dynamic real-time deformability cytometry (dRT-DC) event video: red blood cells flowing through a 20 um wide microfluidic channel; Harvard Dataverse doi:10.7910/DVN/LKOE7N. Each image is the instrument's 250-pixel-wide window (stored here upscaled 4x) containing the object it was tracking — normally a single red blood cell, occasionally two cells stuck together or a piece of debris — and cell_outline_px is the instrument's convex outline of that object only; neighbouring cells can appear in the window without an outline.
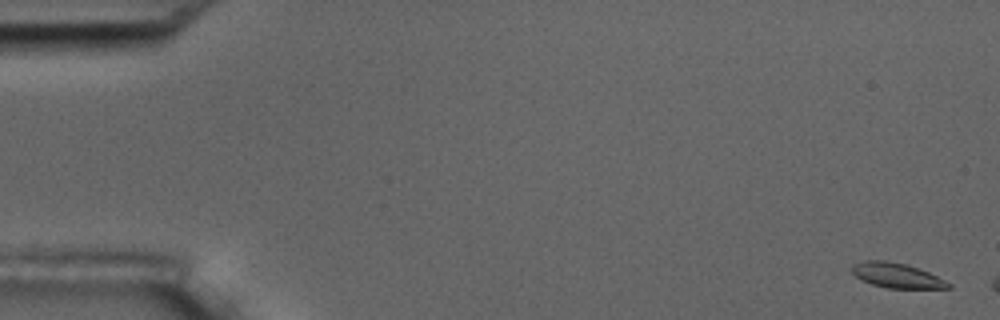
{"species": "common noctule bat (a hibernating species)", "species_latin": "Nyctalus noctula", "temperature_condition": "room temperature", "stored_images_in_passage": 3, "camera_frame_rate_fps": 3000, "um_per_image_px": 0.085, "animal": {"sex": "male", "body_mass_g": 17.5, "forearm_length_mm": 52.3}, "frame": {"image": 1, "passage_image": 1, "time_ms": 0.0, "image_size_px": [1000, 320], "cell_outline_px": [[952, 288], [888, 288], [872, 284], [856, 276], [852, 272], [852, 264], [864, 260], [884, 260], [904, 264], [928, 272], [952, 284]], "centroid_in_image_um": [76.21, 23.41], "position_along_channel_um": 8.8, "area_um2": 13.7}}